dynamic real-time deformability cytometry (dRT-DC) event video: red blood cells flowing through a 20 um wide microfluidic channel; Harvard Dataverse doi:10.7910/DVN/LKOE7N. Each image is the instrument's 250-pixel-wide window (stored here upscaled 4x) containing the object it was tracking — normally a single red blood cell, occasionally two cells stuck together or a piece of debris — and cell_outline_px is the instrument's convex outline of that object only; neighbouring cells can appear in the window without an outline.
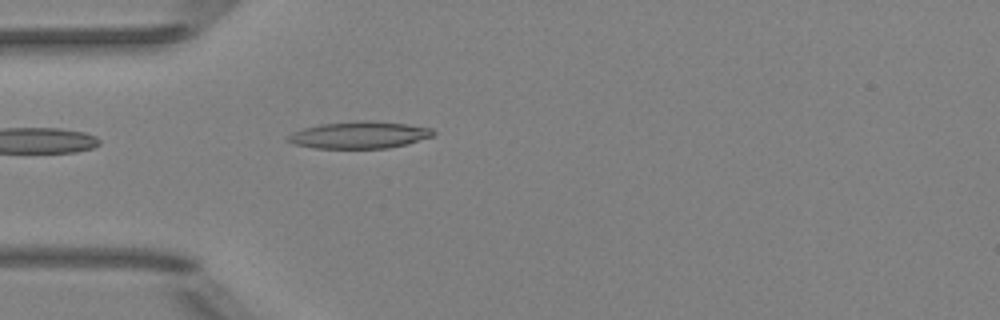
{"species": "Egyptian fruit bat (a non-hibernating species)", "species_latin": "Rousettus aegyptiacus", "temperature_condition": "room temperature", "stored_images_in_passage": 2, "camera_frame_rate_fps": 3000, "um_per_image_px": 0.085, "animal": {"sex": "female"}, "frame": {"image": 1, "passage_image": 2, "time_ms": 1.333, "image_size_px": [1000, 320], "cell_outline_px": [[436, 132], [432, 136], [408, 144], [388, 148], [316, 148], [296, 144], [288, 140], [288, 136], [292, 132], [304, 128], [320, 124], [356, 120], [368, 120], [408, 124], [432, 128]], "centroid_in_image_um": [30.59, 11.46], "position_along_channel_um": 54.4, "area_um2": 22.83}}